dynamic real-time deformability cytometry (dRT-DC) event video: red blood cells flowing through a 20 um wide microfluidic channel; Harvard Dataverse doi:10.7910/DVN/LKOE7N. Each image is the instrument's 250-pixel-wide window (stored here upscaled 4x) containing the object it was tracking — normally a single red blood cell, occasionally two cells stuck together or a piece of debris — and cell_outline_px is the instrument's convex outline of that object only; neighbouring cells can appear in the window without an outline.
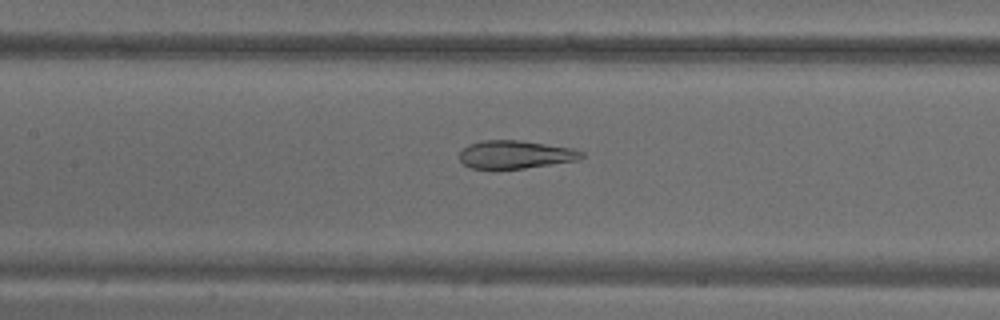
{"species": "common noctule bat (a hibernating species)", "species_latin": "Nyctalus noctula", "temperature_condition": "warm", "stored_images_in_passage": 39, "camera_frame_rate_fps": 3000, "um_per_image_px": 0.085, "animal": {"sex": "male", "body_mass_g": 18.8}, "frame": {"image": 1, "passage_image": 15, "time_ms": 4.667, "image_size_px": [1000, 320], "cell_outline_px": [[584, 156], [580, 160], [524, 168], [472, 168], [464, 164], [460, 160], [460, 152], [468, 144], [484, 140], [520, 140], [572, 148], [584, 152]], "centroid_in_image_um": [43.84, 13.12], "position_along_channel_um": 163.6, "area_um2": 19.83}}
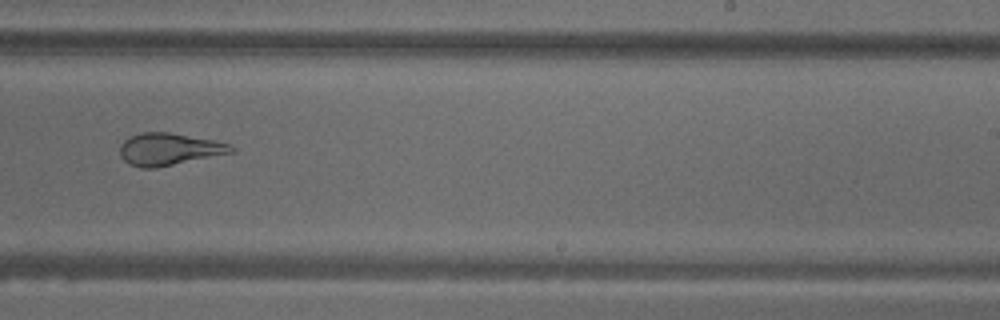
{"frame": {"image": 2, "passage_image": 24, "time_ms": 7.667, "image_size_px": [1000, 320], "cell_outline_px": [[236, 152], [156, 168], [140, 168], [128, 164], [120, 156], [120, 144], [124, 140], [140, 132], [168, 132], [216, 140], [232, 144], [236, 148]], "centroid_in_image_um": [14.41, 12.68], "position_along_channel_um": 274.6, "area_um2": 21.21}}
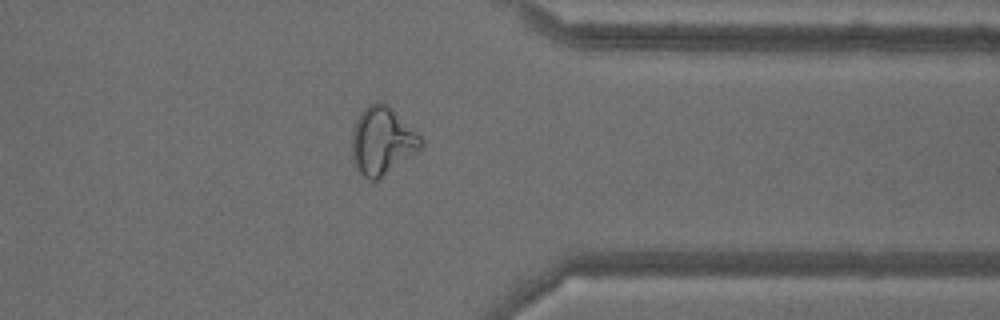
{"frame": {"image": 3, "passage_image": 33, "time_ms": 10.667, "image_size_px": [1000, 320], "cell_outline_px": [[424, 144], [420, 148], [376, 180], [372, 180], [364, 176], [356, 168], [352, 156], [352, 128], [360, 112], [368, 104], [388, 104], [424, 140]], "centroid_in_image_um": [32.45, 11.95], "position_along_channel_um": 378.9, "area_um2": 26.53}}